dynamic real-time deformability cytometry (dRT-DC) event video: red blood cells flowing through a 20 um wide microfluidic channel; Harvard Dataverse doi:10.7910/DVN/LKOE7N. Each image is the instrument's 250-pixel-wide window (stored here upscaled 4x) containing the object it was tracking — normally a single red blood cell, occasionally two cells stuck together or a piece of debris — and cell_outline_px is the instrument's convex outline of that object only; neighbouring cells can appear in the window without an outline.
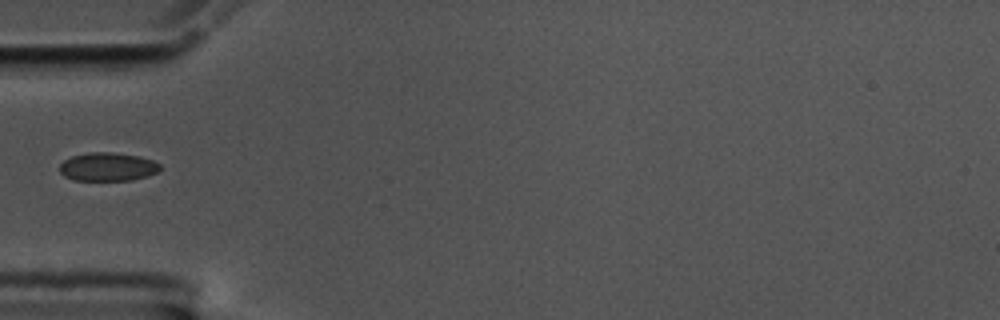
{"species": "common noctule bat (a hibernating species)", "species_latin": "Nyctalus noctula", "temperature_condition": "cold", "stored_images_in_passage": 39, "camera_frame_rate_fps": 3000, "um_per_image_px": 0.085, "animal": {"sex": "male", "body_mass_g": 17.5, "forearm_length_mm": 52.3}, "frame": {"image": 1, "passage_image": 1, "time_ms": 0.0, "image_size_px": [1000, 320], "cell_outline_px": [[160, 168], [156, 172], [148, 176], [132, 180], [72, 180], [64, 176], [60, 172], [60, 164], [64, 160], [72, 156], [88, 152], [112, 152], [140, 156], [152, 160], [160, 164]], "centroid_in_image_um": [9.14, 14.17], "position_along_channel_um": 75.9, "area_um2": 16.7}}
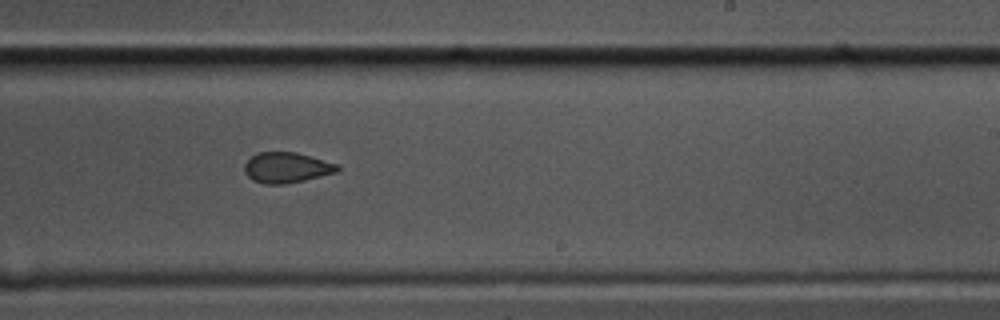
{"frame": {"image": 2, "passage_image": 17, "time_ms": 5.333, "image_size_px": [1000, 320], "cell_outline_px": [[340, 168], [336, 172], [304, 180], [284, 184], [264, 184], [252, 180], [244, 172], [244, 164], [256, 152], [296, 152], [340, 164]], "centroid_in_image_um": [24.36, 14.24], "position_along_channel_um": 264.6, "area_um2": 16.59}}
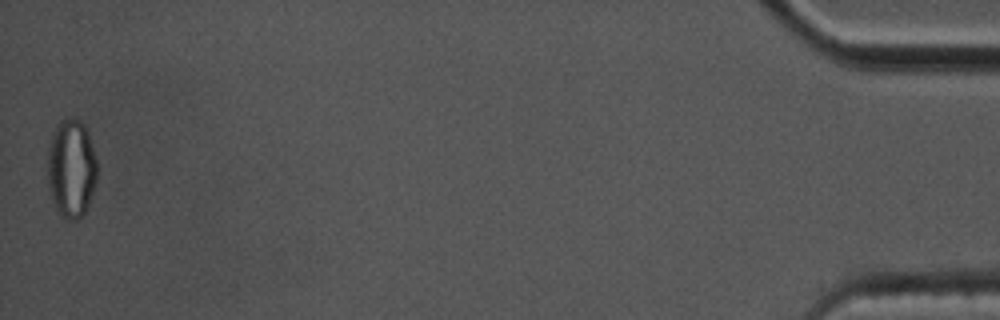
{"frame": {"image": 3, "passage_image": 39, "time_ms": 12.667, "image_size_px": [1000, 320], "cell_outline_px": [[96, 180], [88, 204], [84, 212], [76, 220], [72, 220], [60, 216], [56, 212], [52, 200], [48, 184], [48, 148], [56, 124], [60, 120], [80, 120], [84, 124], [88, 132], [96, 160]], "centroid_in_image_um": [6.04, 14.33], "position_along_channel_um": 429.2, "area_um2": 28.15}}